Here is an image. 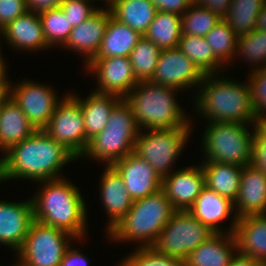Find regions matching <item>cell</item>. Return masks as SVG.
<instances>
[{
    "instance_id": "1",
    "label": "cell",
    "mask_w": 266,
    "mask_h": 266,
    "mask_svg": "<svg viewBox=\"0 0 266 266\" xmlns=\"http://www.w3.org/2000/svg\"><path fill=\"white\" fill-rule=\"evenodd\" d=\"M76 159L43 130H36L3 153L0 158L1 178L2 181L26 178L36 183L60 179L63 178L60 175L63 166Z\"/></svg>"
},
{
    "instance_id": "2",
    "label": "cell",
    "mask_w": 266,
    "mask_h": 266,
    "mask_svg": "<svg viewBox=\"0 0 266 266\" xmlns=\"http://www.w3.org/2000/svg\"><path fill=\"white\" fill-rule=\"evenodd\" d=\"M40 182L42 188L31 198L34 220L82 240L88 233L87 207L78 187L65 177Z\"/></svg>"
},
{
    "instance_id": "3",
    "label": "cell",
    "mask_w": 266,
    "mask_h": 266,
    "mask_svg": "<svg viewBox=\"0 0 266 266\" xmlns=\"http://www.w3.org/2000/svg\"><path fill=\"white\" fill-rule=\"evenodd\" d=\"M216 76L205 75L200 83L201 89L197 91L194 102V110L198 111V115H203L209 122L256 124L257 115L249 82L238 83L227 77L222 79Z\"/></svg>"
},
{
    "instance_id": "4",
    "label": "cell",
    "mask_w": 266,
    "mask_h": 266,
    "mask_svg": "<svg viewBox=\"0 0 266 266\" xmlns=\"http://www.w3.org/2000/svg\"><path fill=\"white\" fill-rule=\"evenodd\" d=\"M177 91L179 90L151 81H142L127 94L124 100L132 108L139 130L192 126L190 118L187 119L188 115L175 99Z\"/></svg>"
},
{
    "instance_id": "5",
    "label": "cell",
    "mask_w": 266,
    "mask_h": 266,
    "mask_svg": "<svg viewBox=\"0 0 266 266\" xmlns=\"http://www.w3.org/2000/svg\"><path fill=\"white\" fill-rule=\"evenodd\" d=\"M176 209L164 190L136 199L128 213L108 233L115 242H139L142 247L152 246Z\"/></svg>"
},
{
    "instance_id": "6",
    "label": "cell",
    "mask_w": 266,
    "mask_h": 266,
    "mask_svg": "<svg viewBox=\"0 0 266 266\" xmlns=\"http://www.w3.org/2000/svg\"><path fill=\"white\" fill-rule=\"evenodd\" d=\"M139 128L134 112L122 99L111 111L105 128L89 140L82 157H90L112 166L134 150Z\"/></svg>"
},
{
    "instance_id": "7",
    "label": "cell",
    "mask_w": 266,
    "mask_h": 266,
    "mask_svg": "<svg viewBox=\"0 0 266 266\" xmlns=\"http://www.w3.org/2000/svg\"><path fill=\"white\" fill-rule=\"evenodd\" d=\"M254 129L244 123L208 122L203 133V161L245 166L252 161Z\"/></svg>"
},
{
    "instance_id": "8",
    "label": "cell",
    "mask_w": 266,
    "mask_h": 266,
    "mask_svg": "<svg viewBox=\"0 0 266 266\" xmlns=\"http://www.w3.org/2000/svg\"><path fill=\"white\" fill-rule=\"evenodd\" d=\"M191 130L192 127L148 130L149 133L139 130L133 152L147 161L163 180L172 173V166L184 149Z\"/></svg>"
},
{
    "instance_id": "9",
    "label": "cell",
    "mask_w": 266,
    "mask_h": 266,
    "mask_svg": "<svg viewBox=\"0 0 266 266\" xmlns=\"http://www.w3.org/2000/svg\"><path fill=\"white\" fill-rule=\"evenodd\" d=\"M213 234L188 210H176L152 247L159 253L185 260Z\"/></svg>"
},
{
    "instance_id": "10",
    "label": "cell",
    "mask_w": 266,
    "mask_h": 266,
    "mask_svg": "<svg viewBox=\"0 0 266 266\" xmlns=\"http://www.w3.org/2000/svg\"><path fill=\"white\" fill-rule=\"evenodd\" d=\"M71 234L34 221L17 258L27 266H59L66 249L71 245Z\"/></svg>"
},
{
    "instance_id": "11",
    "label": "cell",
    "mask_w": 266,
    "mask_h": 266,
    "mask_svg": "<svg viewBox=\"0 0 266 266\" xmlns=\"http://www.w3.org/2000/svg\"><path fill=\"white\" fill-rule=\"evenodd\" d=\"M42 130L77 159L88 146L80 103L70 93L61 99Z\"/></svg>"
},
{
    "instance_id": "12",
    "label": "cell",
    "mask_w": 266,
    "mask_h": 266,
    "mask_svg": "<svg viewBox=\"0 0 266 266\" xmlns=\"http://www.w3.org/2000/svg\"><path fill=\"white\" fill-rule=\"evenodd\" d=\"M53 87L34 81H22L11 86V97L36 130H42L61 101Z\"/></svg>"
},
{
    "instance_id": "13",
    "label": "cell",
    "mask_w": 266,
    "mask_h": 266,
    "mask_svg": "<svg viewBox=\"0 0 266 266\" xmlns=\"http://www.w3.org/2000/svg\"><path fill=\"white\" fill-rule=\"evenodd\" d=\"M204 77L192 60L176 47L161 50L150 81L182 91L194 86L199 88Z\"/></svg>"
},
{
    "instance_id": "14",
    "label": "cell",
    "mask_w": 266,
    "mask_h": 266,
    "mask_svg": "<svg viewBox=\"0 0 266 266\" xmlns=\"http://www.w3.org/2000/svg\"><path fill=\"white\" fill-rule=\"evenodd\" d=\"M86 70L97 77L94 91L116 95L124 99L139 83L133 73L129 57L93 58Z\"/></svg>"
},
{
    "instance_id": "15",
    "label": "cell",
    "mask_w": 266,
    "mask_h": 266,
    "mask_svg": "<svg viewBox=\"0 0 266 266\" xmlns=\"http://www.w3.org/2000/svg\"><path fill=\"white\" fill-rule=\"evenodd\" d=\"M34 221L31 199L22 202L0 200V244L17 252Z\"/></svg>"
},
{
    "instance_id": "16",
    "label": "cell",
    "mask_w": 266,
    "mask_h": 266,
    "mask_svg": "<svg viewBox=\"0 0 266 266\" xmlns=\"http://www.w3.org/2000/svg\"><path fill=\"white\" fill-rule=\"evenodd\" d=\"M112 166L122 176L133 201L151 195L162 188V179L153 167L134 152Z\"/></svg>"
},
{
    "instance_id": "17",
    "label": "cell",
    "mask_w": 266,
    "mask_h": 266,
    "mask_svg": "<svg viewBox=\"0 0 266 266\" xmlns=\"http://www.w3.org/2000/svg\"><path fill=\"white\" fill-rule=\"evenodd\" d=\"M198 166L172 171L162 180V189L176 210H189L205 186L202 166Z\"/></svg>"
},
{
    "instance_id": "18",
    "label": "cell",
    "mask_w": 266,
    "mask_h": 266,
    "mask_svg": "<svg viewBox=\"0 0 266 266\" xmlns=\"http://www.w3.org/2000/svg\"><path fill=\"white\" fill-rule=\"evenodd\" d=\"M197 220L206 225L213 233H225L219 225L224 222L230 214L234 217L227 233L233 234L237 223V216L234 210V202L220 196L214 190L204 186L194 204L188 210ZM233 211V212H232Z\"/></svg>"
},
{
    "instance_id": "19",
    "label": "cell",
    "mask_w": 266,
    "mask_h": 266,
    "mask_svg": "<svg viewBox=\"0 0 266 266\" xmlns=\"http://www.w3.org/2000/svg\"><path fill=\"white\" fill-rule=\"evenodd\" d=\"M110 16L111 12L108 7L106 9L99 8L86 21L73 27L63 45L64 48L84 54L83 57L86 58L85 63L87 65L95 58L100 48Z\"/></svg>"
},
{
    "instance_id": "20",
    "label": "cell",
    "mask_w": 266,
    "mask_h": 266,
    "mask_svg": "<svg viewBox=\"0 0 266 266\" xmlns=\"http://www.w3.org/2000/svg\"><path fill=\"white\" fill-rule=\"evenodd\" d=\"M234 209L237 218L266 214V175L252 163L243 166Z\"/></svg>"
},
{
    "instance_id": "21",
    "label": "cell",
    "mask_w": 266,
    "mask_h": 266,
    "mask_svg": "<svg viewBox=\"0 0 266 266\" xmlns=\"http://www.w3.org/2000/svg\"><path fill=\"white\" fill-rule=\"evenodd\" d=\"M100 183V197L109 223L106 225V234L116 226L128 213L133 205V199L127 192L122 176L113 166H105Z\"/></svg>"
},
{
    "instance_id": "22",
    "label": "cell",
    "mask_w": 266,
    "mask_h": 266,
    "mask_svg": "<svg viewBox=\"0 0 266 266\" xmlns=\"http://www.w3.org/2000/svg\"><path fill=\"white\" fill-rule=\"evenodd\" d=\"M233 234L239 254L266 263V214L238 218Z\"/></svg>"
},
{
    "instance_id": "23",
    "label": "cell",
    "mask_w": 266,
    "mask_h": 266,
    "mask_svg": "<svg viewBox=\"0 0 266 266\" xmlns=\"http://www.w3.org/2000/svg\"><path fill=\"white\" fill-rule=\"evenodd\" d=\"M7 44L17 50H46L47 44L39 13L27 11L3 29ZM9 42V43H8Z\"/></svg>"
},
{
    "instance_id": "24",
    "label": "cell",
    "mask_w": 266,
    "mask_h": 266,
    "mask_svg": "<svg viewBox=\"0 0 266 266\" xmlns=\"http://www.w3.org/2000/svg\"><path fill=\"white\" fill-rule=\"evenodd\" d=\"M236 253L234 234L214 233L188 255L185 266H228Z\"/></svg>"
},
{
    "instance_id": "25",
    "label": "cell",
    "mask_w": 266,
    "mask_h": 266,
    "mask_svg": "<svg viewBox=\"0 0 266 266\" xmlns=\"http://www.w3.org/2000/svg\"><path fill=\"white\" fill-rule=\"evenodd\" d=\"M71 95L80 103L87 142L102 132L107 124L111 111L122 100L121 97L116 95L97 91H92L85 99L74 94Z\"/></svg>"
},
{
    "instance_id": "26",
    "label": "cell",
    "mask_w": 266,
    "mask_h": 266,
    "mask_svg": "<svg viewBox=\"0 0 266 266\" xmlns=\"http://www.w3.org/2000/svg\"><path fill=\"white\" fill-rule=\"evenodd\" d=\"M36 131L35 127L10 97L0 107V152H6L11 146L30 137Z\"/></svg>"
},
{
    "instance_id": "27",
    "label": "cell",
    "mask_w": 266,
    "mask_h": 266,
    "mask_svg": "<svg viewBox=\"0 0 266 266\" xmlns=\"http://www.w3.org/2000/svg\"><path fill=\"white\" fill-rule=\"evenodd\" d=\"M111 16L144 35L156 16L157 7L150 0H107Z\"/></svg>"
},
{
    "instance_id": "28",
    "label": "cell",
    "mask_w": 266,
    "mask_h": 266,
    "mask_svg": "<svg viewBox=\"0 0 266 266\" xmlns=\"http://www.w3.org/2000/svg\"><path fill=\"white\" fill-rule=\"evenodd\" d=\"M143 35L112 16L95 58L129 57Z\"/></svg>"
},
{
    "instance_id": "29",
    "label": "cell",
    "mask_w": 266,
    "mask_h": 266,
    "mask_svg": "<svg viewBox=\"0 0 266 266\" xmlns=\"http://www.w3.org/2000/svg\"><path fill=\"white\" fill-rule=\"evenodd\" d=\"M201 166L205 175V186L234 202L240 190L243 167L209 161H203Z\"/></svg>"
},
{
    "instance_id": "30",
    "label": "cell",
    "mask_w": 266,
    "mask_h": 266,
    "mask_svg": "<svg viewBox=\"0 0 266 266\" xmlns=\"http://www.w3.org/2000/svg\"><path fill=\"white\" fill-rule=\"evenodd\" d=\"M177 48L182 51L204 75L218 74L225 67L213 54L205 37L181 34Z\"/></svg>"
},
{
    "instance_id": "31",
    "label": "cell",
    "mask_w": 266,
    "mask_h": 266,
    "mask_svg": "<svg viewBox=\"0 0 266 266\" xmlns=\"http://www.w3.org/2000/svg\"><path fill=\"white\" fill-rule=\"evenodd\" d=\"M181 16L176 13L157 11L144 36L160 50L176 48L181 38Z\"/></svg>"
},
{
    "instance_id": "32",
    "label": "cell",
    "mask_w": 266,
    "mask_h": 266,
    "mask_svg": "<svg viewBox=\"0 0 266 266\" xmlns=\"http://www.w3.org/2000/svg\"><path fill=\"white\" fill-rule=\"evenodd\" d=\"M264 4L265 0H232L223 19L237 36L251 33Z\"/></svg>"
},
{
    "instance_id": "33",
    "label": "cell",
    "mask_w": 266,
    "mask_h": 266,
    "mask_svg": "<svg viewBox=\"0 0 266 266\" xmlns=\"http://www.w3.org/2000/svg\"><path fill=\"white\" fill-rule=\"evenodd\" d=\"M161 50L144 35L129 56L138 82L150 81L157 67Z\"/></svg>"
},
{
    "instance_id": "34",
    "label": "cell",
    "mask_w": 266,
    "mask_h": 266,
    "mask_svg": "<svg viewBox=\"0 0 266 266\" xmlns=\"http://www.w3.org/2000/svg\"><path fill=\"white\" fill-rule=\"evenodd\" d=\"M237 35L222 18L205 36L213 54L226 66L235 59Z\"/></svg>"
},
{
    "instance_id": "35",
    "label": "cell",
    "mask_w": 266,
    "mask_h": 266,
    "mask_svg": "<svg viewBox=\"0 0 266 266\" xmlns=\"http://www.w3.org/2000/svg\"><path fill=\"white\" fill-rule=\"evenodd\" d=\"M222 18L194 3L181 15V33L205 37Z\"/></svg>"
},
{
    "instance_id": "36",
    "label": "cell",
    "mask_w": 266,
    "mask_h": 266,
    "mask_svg": "<svg viewBox=\"0 0 266 266\" xmlns=\"http://www.w3.org/2000/svg\"><path fill=\"white\" fill-rule=\"evenodd\" d=\"M239 56L250 64H255L251 71L266 69V31L255 29L251 33L238 36L235 58Z\"/></svg>"
},
{
    "instance_id": "37",
    "label": "cell",
    "mask_w": 266,
    "mask_h": 266,
    "mask_svg": "<svg viewBox=\"0 0 266 266\" xmlns=\"http://www.w3.org/2000/svg\"><path fill=\"white\" fill-rule=\"evenodd\" d=\"M43 34L49 47L63 46L73 27L60 7L39 13Z\"/></svg>"
},
{
    "instance_id": "38",
    "label": "cell",
    "mask_w": 266,
    "mask_h": 266,
    "mask_svg": "<svg viewBox=\"0 0 266 266\" xmlns=\"http://www.w3.org/2000/svg\"><path fill=\"white\" fill-rule=\"evenodd\" d=\"M135 251V252H134ZM120 266H185V260L159 253L152 246L137 247Z\"/></svg>"
},
{
    "instance_id": "39",
    "label": "cell",
    "mask_w": 266,
    "mask_h": 266,
    "mask_svg": "<svg viewBox=\"0 0 266 266\" xmlns=\"http://www.w3.org/2000/svg\"><path fill=\"white\" fill-rule=\"evenodd\" d=\"M94 0H63L61 10L72 27L78 26L92 16L100 7L92 6ZM90 2V3H89Z\"/></svg>"
},
{
    "instance_id": "40",
    "label": "cell",
    "mask_w": 266,
    "mask_h": 266,
    "mask_svg": "<svg viewBox=\"0 0 266 266\" xmlns=\"http://www.w3.org/2000/svg\"><path fill=\"white\" fill-rule=\"evenodd\" d=\"M247 80L250 84L252 104L257 117L266 116V69L251 71Z\"/></svg>"
},
{
    "instance_id": "41",
    "label": "cell",
    "mask_w": 266,
    "mask_h": 266,
    "mask_svg": "<svg viewBox=\"0 0 266 266\" xmlns=\"http://www.w3.org/2000/svg\"><path fill=\"white\" fill-rule=\"evenodd\" d=\"M28 11L26 0H0V28Z\"/></svg>"
},
{
    "instance_id": "42",
    "label": "cell",
    "mask_w": 266,
    "mask_h": 266,
    "mask_svg": "<svg viewBox=\"0 0 266 266\" xmlns=\"http://www.w3.org/2000/svg\"><path fill=\"white\" fill-rule=\"evenodd\" d=\"M251 163L266 175V139L255 130Z\"/></svg>"
},
{
    "instance_id": "43",
    "label": "cell",
    "mask_w": 266,
    "mask_h": 266,
    "mask_svg": "<svg viewBox=\"0 0 266 266\" xmlns=\"http://www.w3.org/2000/svg\"><path fill=\"white\" fill-rule=\"evenodd\" d=\"M158 11L184 14L193 3L192 0H150Z\"/></svg>"
},
{
    "instance_id": "44",
    "label": "cell",
    "mask_w": 266,
    "mask_h": 266,
    "mask_svg": "<svg viewBox=\"0 0 266 266\" xmlns=\"http://www.w3.org/2000/svg\"><path fill=\"white\" fill-rule=\"evenodd\" d=\"M89 260L79 249L71 245L66 249L59 266H89Z\"/></svg>"
},
{
    "instance_id": "45",
    "label": "cell",
    "mask_w": 266,
    "mask_h": 266,
    "mask_svg": "<svg viewBox=\"0 0 266 266\" xmlns=\"http://www.w3.org/2000/svg\"><path fill=\"white\" fill-rule=\"evenodd\" d=\"M192 2L209 9L223 18L228 12L232 0H192Z\"/></svg>"
},
{
    "instance_id": "46",
    "label": "cell",
    "mask_w": 266,
    "mask_h": 266,
    "mask_svg": "<svg viewBox=\"0 0 266 266\" xmlns=\"http://www.w3.org/2000/svg\"><path fill=\"white\" fill-rule=\"evenodd\" d=\"M28 11L40 13L46 10L55 9L60 6L63 0H26Z\"/></svg>"
},
{
    "instance_id": "47",
    "label": "cell",
    "mask_w": 266,
    "mask_h": 266,
    "mask_svg": "<svg viewBox=\"0 0 266 266\" xmlns=\"http://www.w3.org/2000/svg\"><path fill=\"white\" fill-rule=\"evenodd\" d=\"M228 266H263V264L252 257L237 252Z\"/></svg>"
},
{
    "instance_id": "48",
    "label": "cell",
    "mask_w": 266,
    "mask_h": 266,
    "mask_svg": "<svg viewBox=\"0 0 266 266\" xmlns=\"http://www.w3.org/2000/svg\"><path fill=\"white\" fill-rule=\"evenodd\" d=\"M6 73L0 77V107L11 97L12 84L11 80H8Z\"/></svg>"
},
{
    "instance_id": "49",
    "label": "cell",
    "mask_w": 266,
    "mask_h": 266,
    "mask_svg": "<svg viewBox=\"0 0 266 266\" xmlns=\"http://www.w3.org/2000/svg\"><path fill=\"white\" fill-rule=\"evenodd\" d=\"M255 29L266 31V3L264 4L262 10L259 12Z\"/></svg>"
},
{
    "instance_id": "50",
    "label": "cell",
    "mask_w": 266,
    "mask_h": 266,
    "mask_svg": "<svg viewBox=\"0 0 266 266\" xmlns=\"http://www.w3.org/2000/svg\"><path fill=\"white\" fill-rule=\"evenodd\" d=\"M256 130L266 139V116L257 117Z\"/></svg>"
},
{
    "instance_id": "51",
    "label": "cell",
    "mask_w": 266,
    "mask_h": 266,
    "mask_svg": "<svg viewBox=\"0 0 266 266\" xmlns=\"http://www.w3.org/2000/svg\"><path fill=\"white\" fill-rule=\"evenodd\" d=\"M6 63L4 62L3 58H0V77L6 72Z\"/></svg>"
},
{
    "instance_id": "52",
    "label": "cell",
    "mask_w": 266,
    "mask_h": 266,
    "mask_svg": "<svg viewBox=\"0 0 266 266\" xmlns=\"http://www.w3.org/2000/svg\"><path fill=\"white\" fill-rule=\"evenodd\" d=\"M0 34L3 35V29H2V28H0ZM1 35H0V36H1ZM0 38H1V37H0ZM0 41H1V40H0ZM0 45H1V44H0ZM0 51H2V50H1V46H0ZM2 56H3V55H2V53L0 52V58H3Z\"/></svg>"
},
{
    "instance_id": "53",
    "label": "cell",
    "mask_w": 266,
    "mask_h": 266,
    "mask_svg": "<svg viewBox=\"0 0 266 266\" xmlns=\"http://www.w3.org/2000/svg\"><path fill=\"white\" fill-rule=\"evenodd\" d=\"M19 262L16 263V265L13 266H27L24 263H22L20 260H18Z\"/></svg>"
},
{
    "instance_id": "54",
    "label": "cell",
    "mask_w": 266,
    "mask_h": 266,
    "mask_svg": "<svg viewBox=\"0 0 266 266\" xmlns=\"http://www.w3.org/2000/svg\"><path fill=\"white\" fill-rule=\"evenodd\" d=\"M0 182H2V178H1V160H0Z\"/></svg>"
}]
</instances>
